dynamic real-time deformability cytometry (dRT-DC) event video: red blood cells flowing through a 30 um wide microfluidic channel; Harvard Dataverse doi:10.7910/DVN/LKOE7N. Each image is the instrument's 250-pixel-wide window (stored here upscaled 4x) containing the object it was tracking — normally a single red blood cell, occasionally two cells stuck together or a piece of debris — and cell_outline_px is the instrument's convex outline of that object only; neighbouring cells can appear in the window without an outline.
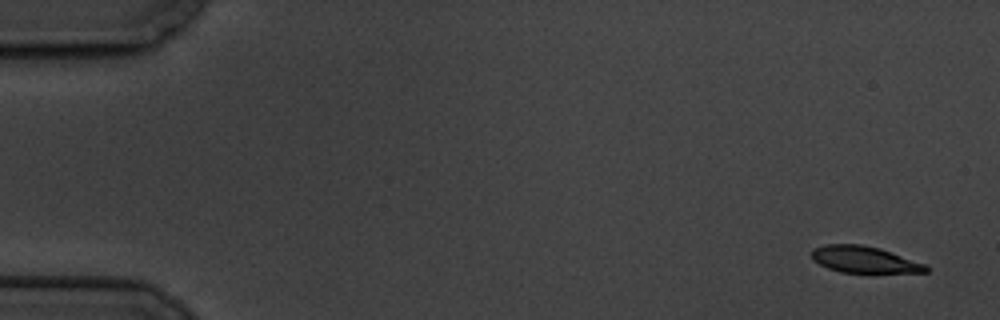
{"species": "common noctule bat (a hibernating species)", "species_latin": "Nyctalus noctula", "temperature_condition": "cold", "stored_images_in_passage": 5, "camera_frame_rate_fps": 3000, "um_per_image_px": 0.085, "animal": {"sex": "male", "body_mass_g": 19.5, "forearm_length_mm": 54.6}, "frame": {"image": 1, "passage_image": 1, "time_ms": 0.0, "image_size_px": [1000, 320], "cell_outline_px": [[928, 272], [840, 272], [828, 268], [812, 260], [812, 248], [824, 244], [860, 244], [880, 248], [924, 264], [928, 268]], "centroid_in_image_um": [73.4, 22.05], "position_along_channel_um": 11.6, "area_um2": 17.46}}